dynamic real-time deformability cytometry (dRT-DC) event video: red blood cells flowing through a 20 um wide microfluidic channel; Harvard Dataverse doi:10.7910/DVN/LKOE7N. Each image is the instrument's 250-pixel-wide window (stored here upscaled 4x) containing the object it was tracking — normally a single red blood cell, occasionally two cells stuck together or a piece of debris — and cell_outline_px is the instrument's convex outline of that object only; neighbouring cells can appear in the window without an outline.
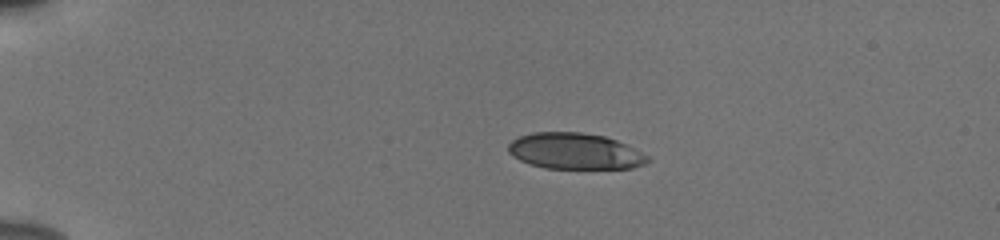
{"species": "human", "species_latin": "Homo sapiens", "temperature_condition": "cold", "stored_images_in_passage": 43, "camera_frame_rate_fps": 3000, "um_per_image_px": 0.085, "donor": {"sex": "male"}, "frame": {"image": 1, "passage_image": 1, "time_ms": 0.0, "image_size_px": [1000, 240], "cell_outline_px": [[652, 160], [644, 164], [632, 168], [544, 168], [528, 164], [512, 156], [508, 152], [508, 144], [512, 140], [520, 136], [532, 132], [580, 132], [604, 136], [616, 140], [648, 156]], "centroid_in_image_um": [48.83, 12.85], "position_along_channel_um": 36.2, "area_um2": 29.25}}
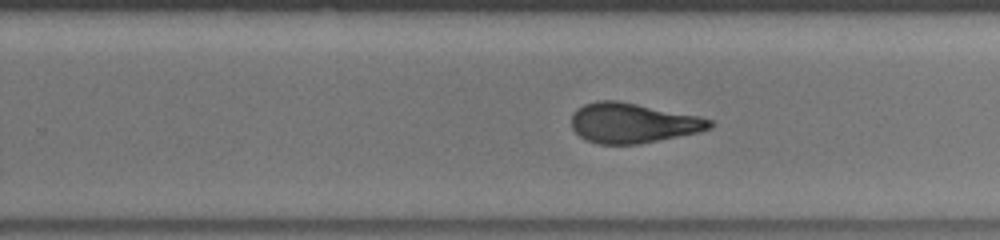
{"frame": {"image": 2, "passage_image": 25, "time_ms": 8.0, "image_size_px": [1000, 240], "cell_outline_px": [[712, 128], [700, 132], [640, 144], [600, 144], [584, 140], [572, 128], [572, 116], [576, 108], [584, 104], [596, 100], [616, 100], [700, 116], [712, 120]], "centroid_in_image_um": [53.78, 10.46], "position_along_channel_um": 276.0, "area_um2": 32.31}}
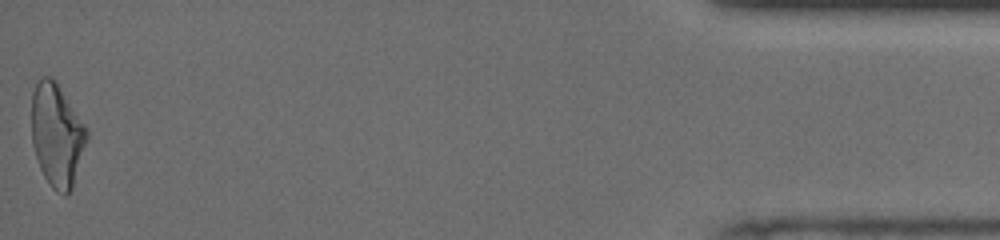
{"frame": {"image": 3, "passage_image": 43, "time_ms": 14.0, "image_size_px": [1000, 240], "cell_outline_px": [[88, 136], [72, 188], [64, 196], [56, 192], [52, 188], [44, 176], [40, 168], [32, 144], [32, 92], [36, 84], [44, 76], [52, 76], [56, 80], [88, 128]], "centroid_in_image_um": [4.84, 11.45], "position_along_channel_um": 430.4, "area_um2": 33.18}, "authors_computed_cell_mechanics": {"area_um2": 32.2524, "velocity_mm_per_s": 3.853, "shape_relaxation_time_tau1_ms": 4.6402, "shape_relaxation_time_tau2_ms": 1.7086, "deformation_change_tau1": 0.1748, "deformation_change_tau2": 0.1085}}